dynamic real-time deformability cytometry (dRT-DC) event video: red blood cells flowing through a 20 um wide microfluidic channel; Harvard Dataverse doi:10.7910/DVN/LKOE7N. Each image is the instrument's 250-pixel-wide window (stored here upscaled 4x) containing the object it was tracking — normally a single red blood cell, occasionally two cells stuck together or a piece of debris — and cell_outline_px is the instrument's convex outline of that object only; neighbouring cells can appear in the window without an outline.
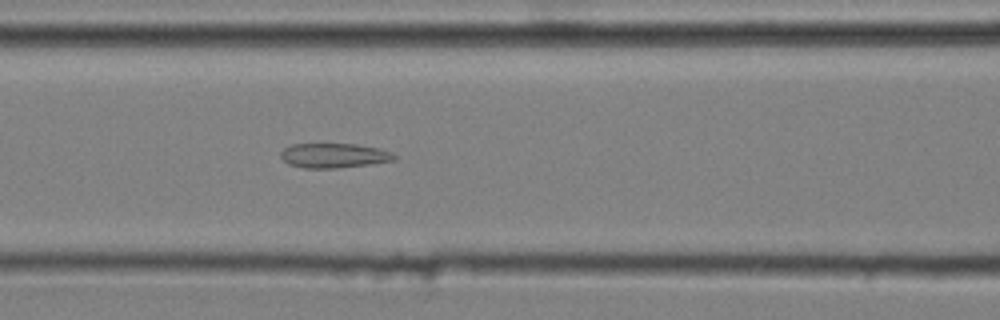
{"species": "common noctule bat (a hibernating species)", "species_latin": "Nyctalus noctula", "temperature_condition": "cold", "stored_images_in_passage": 50, "segment_of_instrument_passage": [2, 2], "camera_frame_rate_fps": 3000, "um_per_image_px": 0.085, "animal": {"sex": "male", "body_mass_g": 20.4}, "frame": {"image": 1, "passage_image": 23, "time_ms": 7.333, "image_size_px": [1000, 320], "cell_outline_px": [[396, 160], [340, 168], [304, 168], [288, 164], [280, 156], [280, 152], [284, 148], [292, 144], [356, 144], [380, 148], [392, 152], [396, 156]], "centroid_in_image_um": [28.39, 13.22], "position_along_channel_um": 138.2, "area_um2": 16.36}}
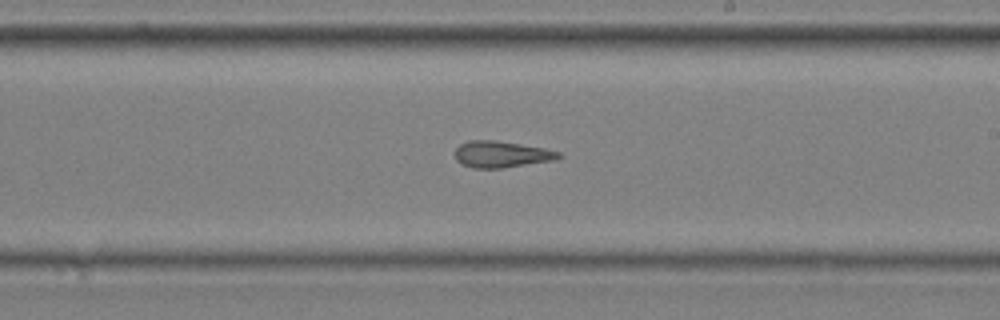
{"frame": {"image": 2, "passage_image": 32, "time_ms": 10.333, "image_size_px": [1000, 320], "cell_outline_px": [[564, 156], [556, 160], [500, 168], [472, 168], [460, 164], [456, 160], [456, 148], [460, 144], [468, 140], [496, 140], [544, 148], [560, 152]], "centroid_in_image_um": [42.63, 13.11], "position_along_channel_um": 246.4, "area_um2": 16.07}}
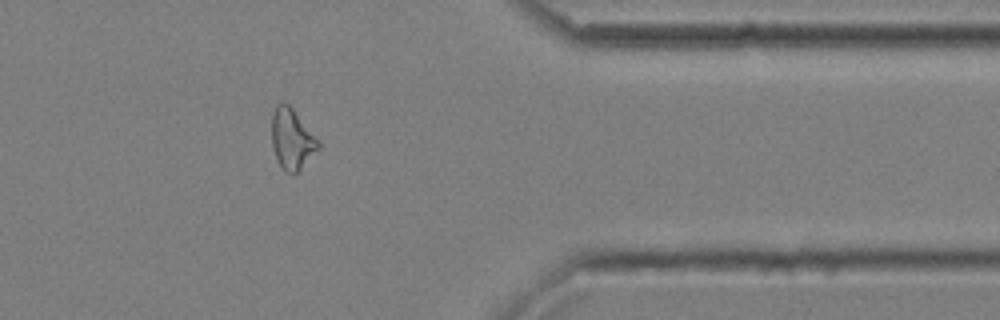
{"frame": {"image": 3, "passage_image": 45, "time_ms": 14.667, "image_size_px": [1000, 320], "cell_outline_px": [[320, 148], [296, 172], [284, 172], [280, 168], [276, 160], [272, 148], [272, 112], [276, 104], [284, 100], [292, 108], [320, 144]], "centroid_in_image_um": [24.75, 11.81], "position_along_channel_um": 386.6, "area_um2": 16.24}}